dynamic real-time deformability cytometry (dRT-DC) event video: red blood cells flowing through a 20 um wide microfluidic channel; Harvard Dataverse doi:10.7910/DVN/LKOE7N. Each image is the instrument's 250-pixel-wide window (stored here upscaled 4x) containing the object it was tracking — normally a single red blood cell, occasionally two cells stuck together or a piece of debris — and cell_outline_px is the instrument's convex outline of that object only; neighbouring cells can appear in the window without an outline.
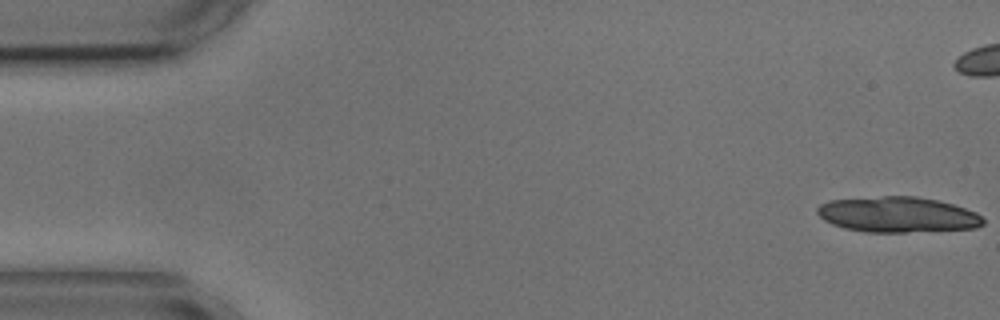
{"species": "common noctule bat (a hibernating species)", "species_latin": "Nyctalus noctula", "temperature_condition": "cold", "stored_images_in_passage": 5, "camera_frame_rate_fps": 3000, "um_per_image_px": 0.085, "animal": {"sex": "male", "body_mass_g": 17.9, "forearm_length_mm": 54.2}, "frame": {"image": 1, "passage_image": 1, "time_ms": 0.0, "image_size_px": [1000, 320], "cell_outline_px": [[984, 224], [976, 228], [904, 232], [868, 232], [844, 228], [832, 224], [824, 220], [816, 212], [816, 208], [820, 204], [828, 200], [880, 196], [916, 196], [936, 200], [952, 204], [976, 212], [984, 220]], "centroid_in_image_um": [76.27, 18.23], "position_along_channel_um": 8.7, "area_um2": 34.33}}